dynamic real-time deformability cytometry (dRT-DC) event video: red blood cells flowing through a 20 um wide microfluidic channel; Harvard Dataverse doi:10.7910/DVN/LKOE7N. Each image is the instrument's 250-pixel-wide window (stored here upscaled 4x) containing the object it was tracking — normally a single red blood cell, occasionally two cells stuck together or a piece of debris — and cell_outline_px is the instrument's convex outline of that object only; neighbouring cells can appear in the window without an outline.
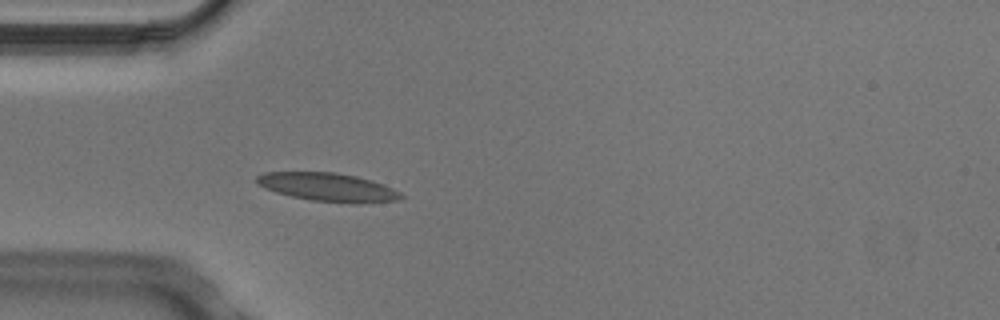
{"species": "Egyptian fruit bat (a non-hibernating species)", "species_latin": "Rousettus aegyptiacus", "temperature_condition": "cold", "stored_images_in_passage": 4, "camera_frame_rate_fps": 3000, "um_per_image_px": 0.085, "animal": {"sex": "male"}, "frame": {"image": 1, "passage_image": 4, "time_ms": 1.0, "image_size_px": [1000, 320], "cell_outline_px": [[404, 196], [396, 200], [360, 204], [352, 204], [312, 200], [292, 196], [276, 192], [264, 188], [256, 184], [256, 176], [264, 172], [336, 172], [356, 176], [384, 184], [400, 192]], "centroid_in_image_um": [27.86, 15.91], "position_along_channel_um": 57.1, "area_um2": 23.99}}